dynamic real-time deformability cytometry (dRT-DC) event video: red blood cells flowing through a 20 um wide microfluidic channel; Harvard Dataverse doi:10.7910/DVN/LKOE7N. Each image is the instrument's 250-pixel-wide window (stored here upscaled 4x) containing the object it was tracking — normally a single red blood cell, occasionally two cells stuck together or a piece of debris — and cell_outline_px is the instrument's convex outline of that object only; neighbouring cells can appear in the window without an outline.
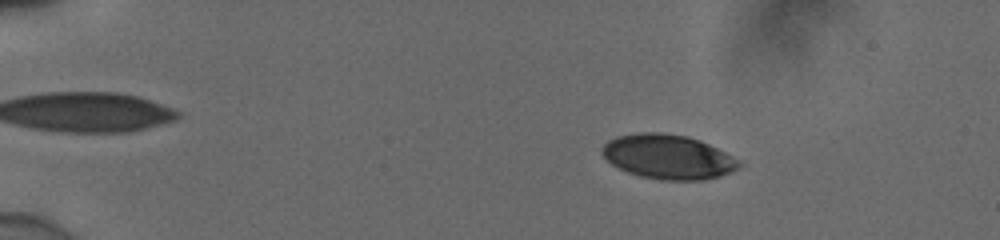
{"species": "human", "species_latin": "Homo sapiens", "temperature_condition": "cold", "stored_images_in_passage": 55, "camera_frame_rate_fps": 3000, "um_per_image_px": 0.085, "donor": {"sex": "male"}, "frame": {"image": 1, "passage_image": 10, "time_ms": 3.0, "image_size_px": [1000, 240], "cell_outline_px": [[744, 164], [740, 168], [732, 172], [720, 176], [704, 180], [660, 180], [640, 176], [628, 172], [612, 164], [600, 152], [600, 148], [608, 140], [616, 136], [640, 132], [660, 132], [688, 136], [700, 140], [732, 156]], "centroid_in_image_um": [56.79, 13.33], "position_along_channel_um": 28.2, "area_um2": 35.66}}
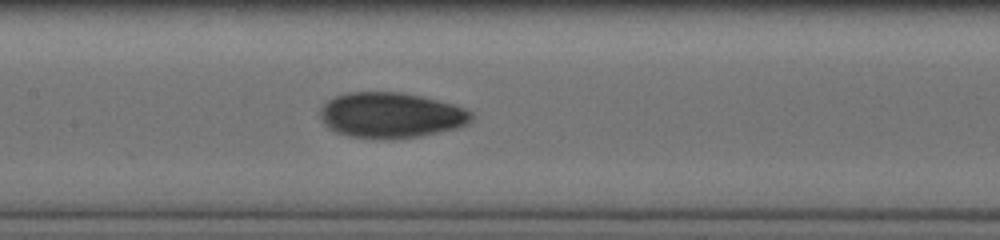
{"frame": {"image": 2, "passage_image": 29, "time_ms": 9.333, "image_size_px": [1000, 240], "cell_outline_px": [[472, 120], [468, 124], [456, 128], [420, 136], [392, 140], [380, 140], [348, 136], [336, 132], [328, 128], [324, 124], [320, 116], [320, 108], [328, 100], [336, 96], [348, 92], [400, 92], [420, 96], [452, 104], [464, 108], [472, 112]], "centroid_in_image_um": [33.2, 9.81], "position_along_channel_um": 174.2, "area_um2": 40.34}}
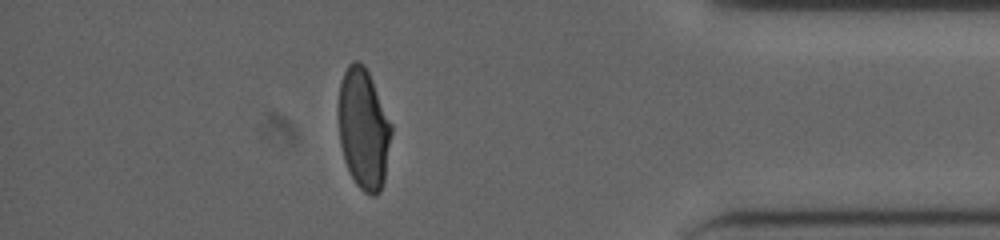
{"frame": {"image": 3, "passage_image": 49, "time_ms": 16.0, "image_size_px": [1000, 240], "cell_outline_px": [[392, 132], [384, 180], [380, 192], [376, 196], [372, 196], [364, 192], [356, 184], [344, 160], [340, 144], [340, 84], [344, 72], [348, 64], [352, 60], [360, 60], [364, 64], [368, 72], [392, 124]], "centroid_in_image_um": [30.92, 10.96], "position_along_channel_um": 404.3, "area_um2": 36.82}, "authors_computed_cell_mechanics": {"area_um2": 37.3388, "velocity_mm_per_s": 3.8836, "shape_relaxation_time_tau1_ms": 4.8711, "shape_relaxation_time_tau2_ms": 1.8915, "deformation_change_tau1": 0.1743, "deformation_change_tau2": 0.0539}}